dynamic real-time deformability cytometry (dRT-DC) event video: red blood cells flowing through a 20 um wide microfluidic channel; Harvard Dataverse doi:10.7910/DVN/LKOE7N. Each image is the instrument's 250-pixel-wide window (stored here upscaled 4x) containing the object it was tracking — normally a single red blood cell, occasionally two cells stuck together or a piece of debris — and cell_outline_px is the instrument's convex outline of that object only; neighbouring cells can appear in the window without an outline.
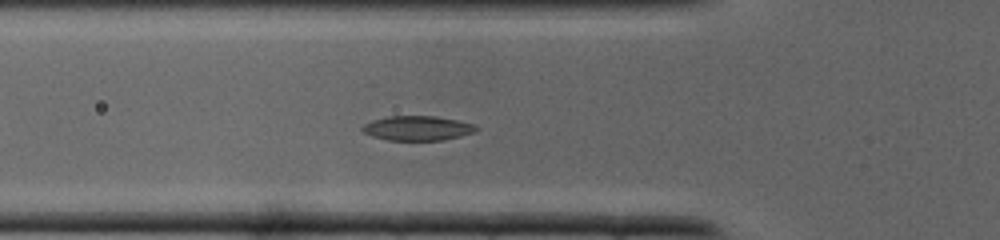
{"species": "common noctule bat (a hibernating species)", "species_latin": "Nyctalus noctula", "temperature_condition": "cold", "stored_images_in_passage": 32, "camera_frame_rate_fps": 3000, "um_per_image_px": 0.085, "animal": {"sex": "male", "body_mass_g": 19.0, "forearm_length_mm": 50.8}, "frame": {"image": 1, "passage_image": 6, "time_ms": 1.667, "image_size_px": [1000, 240], "cell_outline_px": [[480, 128], [476, 132], [444, 140], [388, 140], [372, 136], [364, 132], [360, 128], [364, 124], [372, 120], [388, 116], [436, 116], [476, 124]], "centroid_in_image_um": [35.52, 10.89], "position_along_channel_um": 90.3, "area_um2": 16.42}}
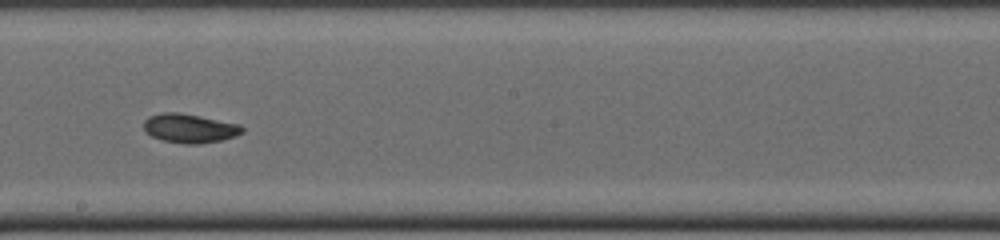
{"frame": {"image": 2, "passage_image": 14, "time_ms": 4.333, "image_size_px": [1000, 240], "cell_outline_px": [[244, 132], [220, 140], [200, 144], [184, 144], [160, 140], [152, 136], [144, 128], [144, 120], [148, 116], [164, 112], [176, 112], [200, 116], [240, 124], [244, 128]], "centroid_in_image_um": [16.1, 10.9], "position_along_channel_um": 232.1, "area_um2": 16.59}}
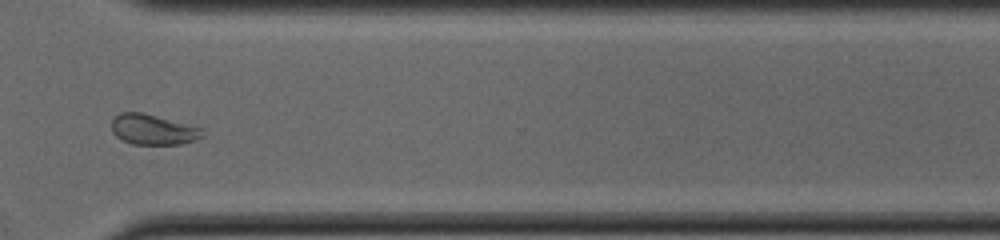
{"frame": {"image": 3, "passage_image": 21, "time_ms": 6.667, "image_size_px": [1000, 240], "cell_outline_px": [[208, 132], [204, 136], [180, 144], [132, 144], [120, 140], [112, 132], [112, 120], [120, 112], [140, 112], [204, 128]], "centroid_in_image_um": [13.03, 11.02], "position_along_channel_um": 357.6, "area_um2": 16.13}}